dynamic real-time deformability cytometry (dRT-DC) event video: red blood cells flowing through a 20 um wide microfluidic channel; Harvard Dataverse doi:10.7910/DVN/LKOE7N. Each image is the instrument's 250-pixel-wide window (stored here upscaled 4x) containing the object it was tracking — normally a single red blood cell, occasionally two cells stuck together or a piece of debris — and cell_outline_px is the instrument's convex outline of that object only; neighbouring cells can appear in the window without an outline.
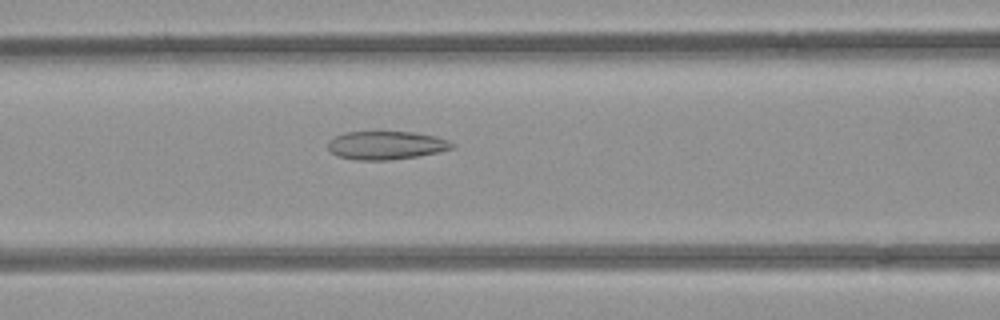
{"species": "common noctule bat (a hibernating species)", "species_latin": "Nyctalus noctula", "temperature_condition": "room temperature", "stored_images_in_passage": 47, "camera_frame_rate_fps": 3000, "um_per_image_px": 0.085, "animal": {"sex": "female", "body_mass_g": 21.9}, "frame": {"image": 1, "passage_image": 16, "time_ms": 5.0, "image_size_px": [1000, 320], "cell_outline_px": [[456, 144], [452, 148], [440, 152], [416, 156], [388, 160], [356, 160], [336, 156], [328, 148], [328, 144], [336, 136], [344, 132], [412, 132], [436, 136], [448, 140]], "centroid_in_image_um": [32.84, 12.35], "position_along_channel_um": 133.8, "area_um2": 20.4}}
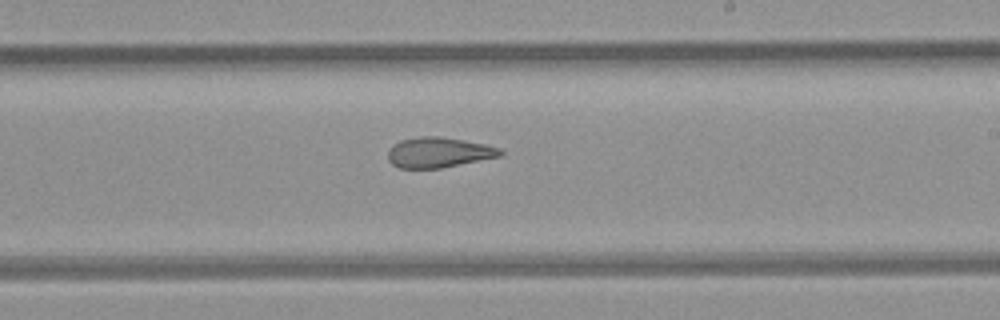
{"frame": {"image": 2, "passage_image": 25, "time_ms": 8.0, "image_size_px": [1000, 320], "cell_outline_px": [[504, 152], [500, 156], [440, 168], [400, 168], [392, 164], [388, 160], [388, 152], [400, 140], [420, 136], [440, 136], [484, 144], [500, 148]], "centroid_in_image_um": [37.28, 12.95], "position_along_channel_um": 251.7, "area_um2": 19.54}}
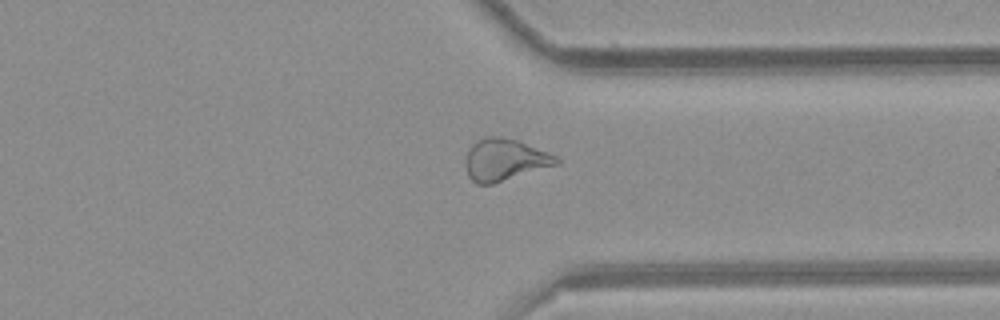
{"frame": {"image": 3, "passage_image": 34, "time_ms": 11.0, "image_size_px": [1000, 320], "cell_outline_px": [[560, 164], [492, 184], [476, 184], [468, 176], [464, 164], [468, 148], [472, 144], [484, 136], [500, 136], [516, 140], [548, 152], [556, 156], [560, 160]], "centroid_in_image_um": [42.88, 13.58], "position_along_channel_um": 368.5, "area_um2": 22.31}, "authors_computed_cell_mechanics": {"area_um2": 22.4264, "velocity_mm_per_s": 3.9344, "shape_relaxation_time_tau1_ms": null, "shape_relaxation_time_tau2_ms": 2.6192, "deformation_change_tau1": null, "deformation_change_tau2": 0.1054}}